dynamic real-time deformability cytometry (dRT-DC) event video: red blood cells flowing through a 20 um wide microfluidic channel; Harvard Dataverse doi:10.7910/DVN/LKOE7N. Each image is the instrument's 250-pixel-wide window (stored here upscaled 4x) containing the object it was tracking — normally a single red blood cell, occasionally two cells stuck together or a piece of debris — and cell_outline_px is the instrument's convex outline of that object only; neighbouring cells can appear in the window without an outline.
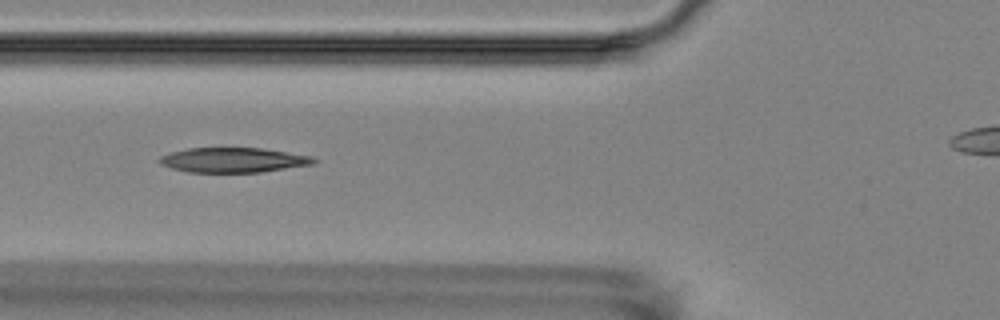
{"species": "Egyptian fruit bat (a non-hibernating species)", "species_latin": "Rousettus aegyptiacus", "temperature_condition": "room temperature", "stored_images_in_passage": 3, "camera_frame_rate_fps": 3000, "um_per_image_px": 0.085, "animal": {"sex": "female"}, "frame": {"image": 1, "passage_image": 3, "time_ms": 2.333, "image_size_px": [1000, 320], "cell_outline_px": [[316, 160], [312, 164], [260, 172], [188, 172], [172, 168], [160, 164], [160, 156], [172, 152], [188, 148], [260, 148], [312, 156]], "centroid_in_image_um": [19.8, 13.6], "position_along_channel_um": 106.0, "area_um2": 21.96}}